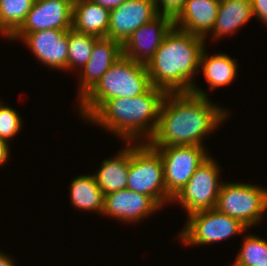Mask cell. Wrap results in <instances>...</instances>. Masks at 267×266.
<instances>
[{"mask_svg":"<svg viewBox=\"0 0 267 266\" xmlns=\"http://www.w3.org/2000/svg\"><path fill=\"white\" fill-rule=\"evenodd\" d=\"M23 119L15 108L3 104L0 100V140L10 143L17 136L23 125Z\"/></svg>","mask_w":267,"mask_h":266,"instance_id":"25","label":"cell"},{"mask_svg":"<svg viewBox=\"0 0 267 266\" xmlns=\"http://www.w3.org/2000/svg\"><path fill=\"white\" fill-rule=\"evenodd\" d=\"M173 27L171 16L158 14L127 38L122 44V54L137 63L148 64Z\"/></svg>","mask_w":267,"mask_h":266,"instance_id":"11","label":"cell"},{"mask_svg":"<svg viewBox=\"0 0 267 266\" xmlns=\"http://www.w3.org/2000/svg\"><path fill=\"white\" fill-rule=\"evenodd\" d=\"M229 112L228 108L215 104L209 97L190 92L167 93L157 128L147 143L151 147L206 146L202 141L222 126V122L231 116Z\"/></svg>","mask_w":267,"mask_h":266,"instance_id":"1","label":"cell"},{"mask_svg":"<svg viewBox=\"0 0 267 266\" xmlns=\"http://www.w3.org/2000/svg\"><path fill=\"white\" fill-rule=\"evenodd\" d=\"M127 189L151 197L162 209L172 202L160 154L148 143H129Z\"/></svg>","mask_w":267,"mask_h":266,"instance_id":"5","label":"cell"},{"mask_svg":"<svg viewBox=\"0 0 267 266\" xmlns=\"http://www.w3.org/2000/svg\"><path fill=\"white\" fill-rule=\"evenodd\" d=\"M151 86L146 65L122 55L78 102L79 117L86 121L106 100L136 97Z\"/></svg>","mask_w":267,"mask_h":266,"instance_id":"4","label":"cell"},{"mask_svg":"<svg viewBox=\"0 0 267 266\" xmlns=\"http://www.w3.org/2000/svg\"><path fill=\"white\" fill-rule=\"evenodd\" d=\"M110 10L92 0H77L72 6V28L76 31L106 37Z\"/></svg>","mask_w":267,"mask_h":266,"instance_id":"18","label":"cell"},{"mask_svg":"<svg viewBox=\"0 0 267 266\" xmlns=\"http://www.w3.org/2000/svg\"><path fill=\"white\" fill-rule=\"evenodd\" d=\"M219 4L217 0H186L173 18L174 27L205 38L214 27Z\"/></svg>","mask_w":267,"mask_h":266,"instance_id":"16","label":"cell"},{"mask_svg":"<svg viewBox=\"0 0 267 266\" xmlns=\"http://www.w3.org/2000/svg\"><path fill=\"white\" fill-rule=\"evenodd\" d=\"M206 49L207 46L201 53L199 69L203 71V76L210 91H213V89L216 91V88L227 86L235 80L236 75H239L237 73L239 64L227 53L210 55Z\"/></svg>","mask_w":267,"mask_h":266,"instance_id":"20","label":"cell"},{"mask_svg":"<svg viewBox=\"0 0 267 266\" xmlns=\"http://www.w3.org/2000/svg\"><path fill=\"white\" fill-rule=\"evenodd\" d=\"M0 34L1 37L3 36L9 40V37L1 30V28H0Z\"/></svg>","mask_w":267,"mask_h":266,"instance_id":"31","label":"cell"},{"mask_svg":"<svg viewBox=\"0 0 267 266\" xmlns=\"http://www.w3.org/2000/svg\"><path fill=\"white\" fill-rule=\"evenodd\" d=\"M219 212L239 220L248 229L264 221L267 213V188L257 184L222 183L215 207Z\"/></svg>","mask_w":267,"mask_h":266,"instance_id":"6","label":"cell"},{"mask_svg":"<svg viewBox=\"0 0 267 266\" xmlns=\"http://www.w3.org/2000/svg\"><path fill=\"white\" fill-rule=\"evenodd\" d=\"M10 41L22 40L37 61L52 69L68 71V30L47 29L14 33Z\"/></svg>","mask_w":267,"mask_h":266,"instance_id":"10","label":"cell"},{"mask_svg":"<svg viewBox=\"0 0 267 266\" xmlns=\"http://www.w3.org/2000/svg\"><path fill=\"white\" fill-rule=\"evenodd\" d=\"M126 144L116 155L105 158L99 169L93 174L104 195L127 189L129 143Z\"/></svg>","mask_w":267,"mask_h":266,"instance_id":"19","label":"cell"},{"mask_svg":"<svg viewBox=\"0 0 267 266\" xmlns=\"http://www.w3.org/2000/svg\"><path fill=\"white\" fill-rule=\"evenodd\" d=\"M220 165L213 156H209L196 169L182 190L172 199V203L181 205L186 216L195 212L216 207L223 181L220 179Z\"/></svg>","mask_w":267,"mask_h":266,"instance_id":"8","label":"cell"},{"mask_svg":"<svg viewBox=\"0 0 267 266\" xmlns=\"http://www.w3.org/2000/svg\"><path fill=\"white\" fill-rule=\"evenodd\" d=\"M167 92L151 86L136 97L106 100L86 121L110 131L125 143H147L157 128Z\"/></svg>","mask_w":267,"mask_h":266,"instance_id":"3","label":"cell"},{"mask_svg":"<svg viewBox=\"0 0 267 266\" xmlns=\"http://www.w3.org/2000/svg\"><path fill=\"white\" fill-rule=\"evenodd\" d=\"M158 14H166L174 18L183 8L186 0H154Z\"/></svg>","mask_w":267,"mask_h":266,"instance_id":"26","label":"cell"},{"mask_svg":"<svg viewBox=\"0 0 267 266\" xmlns=\"http://www.w3.org/2000/svg\"><path fill=\"white\" fill-rule=\"evenodd\" d=\"M186 224L178 231V240L186 246L209 245L242 234L248 228L216 208L195 212L187 216Z\"/></svg>","mask_w":267,"mask_h":266,"instance_id":"7","label":"cell"},{"mask_svg":"<svg viewBox=\"0 0 267 266\" xmlns=\"http://www.w3.org/2000/svg\"><path fill=\"white\" fill-rule=\"evenodd\" d=\"M72 4L67 0H34L31 10L15 33L72 28Z\"/></svg>","mask_w":267,"mask_h":266,"instance_id":"15","label":"cell"},{"mask_svg":"<svg viewBox=\"0 0 267 266\" xmlns=\"http://www.w3.org/2000/svg\"><path fill=\"white\" fill-rule=\"evenodd\" d=\"M254 18L251 0H224L220 1L217 18L212 31L205 37L218 41L225 35H234L240 27ZM234 33V34H233ZM217 39V40H215Z\"/></svg>","mask_w":267,"mask_h":266,"instance_id":"17","label":"cell"},{"mask_svg":"<svg viewBox=\"0 0 267 266\" xmlns=\"http://www.w3.org/2000/svg\"><path fill=\"white\" fill-rule=\"evenodd\" d=\"M253 15L267 27V0H251Z\"/></svg>","mask_w":267,"mask_h":266,"instance_id":"27","label":"cell"},{"mask_svg":"<svg viewBox=\"0 0 267 266\" xmlns=\"http://www.w3.org/2000/svg\"><path fill=\"white\" fill-rule=\"evenodd\" d=\"M34 0H0V28L10 38L23 24Z\"/></svg>","mask_w":267,"mask_h":266,"instance_id":"23","label":"cell"},{"mask_svg":"<svg viewBox=\"0 0 267 266\" xmlns=\"http://www.w3.org/2000/svg\"><path fill=\"white\" fill-rule=\"evenodd\" d=\"M13 259L9 254L0 250V266H16L14 263L16 261Z\"/></svg>","mask_w":267,"mask_h":266,"instance_id":"30","label":"cell"},{"mask_svg":"<svg viewBox=\"0 0 267 266\" xmlns=\"http://www.w3.org/2000/svg\"><path fill=\"white\" fill-rule=\"evenodd\" d=\"M158 15L154 0H126L110 10L107 38L123 44L142 25Z\"/></svg>","mask_w":267,"mask_h":266,"instance_id":"13","label":"cell"},{"mask_svg":"<svg viewBox=\"0 0 267 266\" xmlns=\"http://www.w3.org/2000/svg\"><path fill=\"white\" fill-rule=\"evenodd\" d=\"M161 156L167 193L174 198L206 160L208 148L198 145L152 147Z\"/></svg>","mask_w":267,"mask_h":266,"instance_id":"9","label":"cell"},{"mask_svg":"<svg viewBox=\"0 0 267 266\" xmlns=\"http://www.w3.org/2000/svg\"><path fill=\"white\" fill-rule=\"evenodd\" d=\"M71 205L81 211H92L102 215L104 194L97 185L93 174H83L73 178L69 185Z\"/></svg>","mask_w":267,"mask_h":266,"instance_id":"21","label":"cell"},{"mask_svg":"<svg viewBox=\"0 0 267 266\" xmlns=\"http://www.w3.org/2000/svg\"><path fill=\"white\" fill-rule=\"evenodd\" d=\"M122 55V44L119 41L107 37H99L95 41L90 59L77 74L79 75L76 95L78 102Z\"/></svg>","mask_w":267,"mask_h":266,"instance_id":"14","label":"cell"},{"mask_svg":"<svg viewBox=\"0 0 267 266\" xmlns=\"http://www.w3.org/2000/svg\"><path fill=\"white\" fill-rule=\"evenodd\" d=\"M232 266H267V240L254 234L243 236Z\"/></svg>","mask_w":267,"mask_h":266,"instance_id":"24","label":"cell"},{"mask_svg":"<svg viewBox=\"0 0 267 266\" xmlns=\"http://www.w3.org/2000/svg\"><path fill=\"white\" fill-rule=\"evenodd\" d=\"M10 144L4 140H0V167L3 166L10 156Z\"/></svg>","mask_w":267,"mask_h":266,"instance_id":"28","label":"cell"},{"mask_svg":"<svg viewBox=\"0 0 267 266\" xmlns=\"http://www.w3.org/2000/svg\"><path fill=\"white\" fill-rule=\"evenodd\" d=\"M99 37L82 33L74 30L73 28L68 29V71L75 70L74 72H80L86 65L95 41Z\"/></svg>","mask_w":267,"mask_h":266,"instance_id":"22","label":"cell"},{"mask_svg":"<svg viewBox=\"0 0 267 266\" xmlns=\"http://www.w3.org/2000/svg\"><path fill=\"white\" fill-rule=\"evenodd\" d=\"M92 1L111 10V9L117 8L126 0H92Z\"/></svg>","mask_w":267,"mask_h":266,"instance_id":"29","label":"cell"},{"mask_svg":"<svg viewBox=\"0 0 267 266\" xmlns=\"http://www.w3.org/2000/svg\"><path fill=\"white\" fill-rule=\"evenodd\" d=\"M205 47V38L173 27L146 64L151 85L167 93L190 92L209 97L194 79Z\"/></svg>","mask_w":267,"mask_h":266,"instance_id":"2","label":"cell"},{"mask_svg":"<svg viewBox=\"0 0 267 266\" xmlns=\"http://www.w3.org/2000/svg\"><path fill=\"white\" fill-rule=\"evenodd\" d=\"M67 1H69L73 5L77 0H67Z\"/></svg>","mask_w":267,"mask_h":266,"instance_id":"32","label":"cell"},{"mask_svg":"<svg viewBox=\"0 0 267 266\" xmlns=\"http://www.w3.org/2000/svg\"><path fill=\"white\" fill-rule=\"evenodd\" d=\"M162 209L151 197L123 189L104 195L103 215L122 223H140ZM122 221V222H121Z\"/></svg>","mask_w":267,"mask_h":266,"instance_id":"12","label":"cell"}]
</instances>
